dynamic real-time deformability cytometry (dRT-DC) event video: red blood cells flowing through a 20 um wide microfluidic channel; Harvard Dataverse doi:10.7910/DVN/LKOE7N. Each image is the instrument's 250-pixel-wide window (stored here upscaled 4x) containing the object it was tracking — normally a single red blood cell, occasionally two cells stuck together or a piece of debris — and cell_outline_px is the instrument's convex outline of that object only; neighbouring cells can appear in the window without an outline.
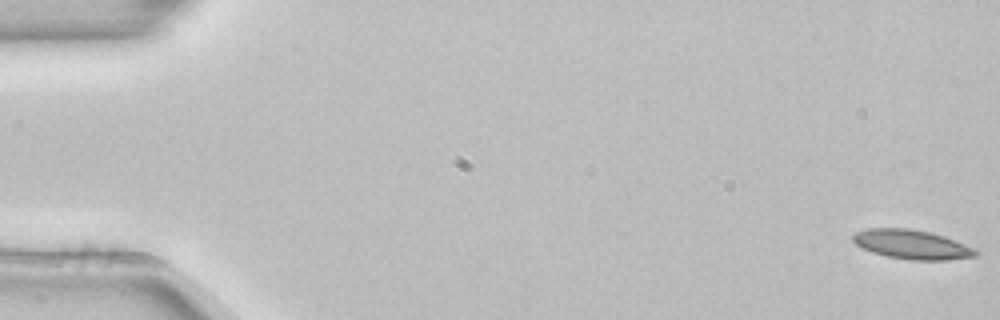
{"species": "common noctule bat (a hibernating species)", "species_latin": "Nyctalus noctula", "temperature_condition": "room temperature", "stored_images_in_passage": 54, "camera_frame_rate_fps": 3000, "um_per_image_px": 0.085, "animal": {"sex": "female", "body_mass_g": 22.7, "forearm_length_mm": 54.2}, "frame": {"image": 1, "passage_image": 1, "time_ms": 0.0, "image_size_px": [1000, 320], "cell_outline_px": [[980, 256], [948, 260], [912, 260], [888, 256], [872, 252], [856, 244], [852, 240], [852, 236], [856, 232], [868, 228], [908, 228], [932, 232], [944, 236], [964, 244], [980, 252]], "centroid_in_image_um": [77.54, 20.78], "position_along_channel_um": 7.5, "area_um2": 20.92}}
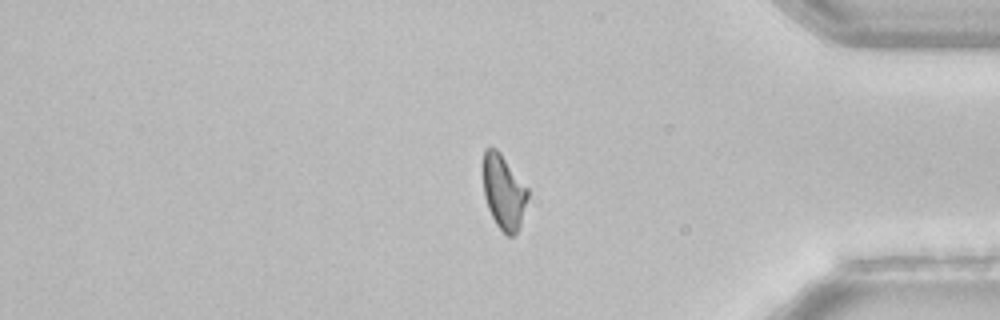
{"frame": {"image": 2, "passage_image": 45, "time_ms": 14.667, "image_size_px": [1000, 320], "cell_outline_px": [[528, 196], [520, 224], [516, 232], [512, 236], [508, 236], [496, 224], [488, 208], [484, 196], [484, 148], [496, 148], [500, 152], [528, 188]], "centroid_in_image_um": [42.81, 16.3], "position_along_channel_um": 392.4, "area_um2": 19.02}}
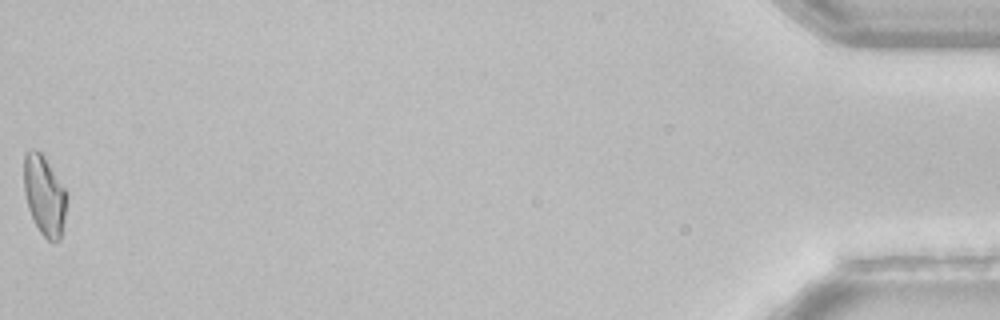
{"frame": {"image": 3, "passage_image": 54, "time_ms": 17.667, "image_size_px": [1000, 320], "cell_outline_px": [[68, 196], [64, 220], [60, 240], [52, 244], [40, 232], [28, 208], [24, 192], [24, 156], [32, 148], [36, 148], [44, 156], [68, 192]], "centroid_in_image_um": [3.79, 16.61], "position_along_channel_um": 431.4, "area_um2": 20.11}}